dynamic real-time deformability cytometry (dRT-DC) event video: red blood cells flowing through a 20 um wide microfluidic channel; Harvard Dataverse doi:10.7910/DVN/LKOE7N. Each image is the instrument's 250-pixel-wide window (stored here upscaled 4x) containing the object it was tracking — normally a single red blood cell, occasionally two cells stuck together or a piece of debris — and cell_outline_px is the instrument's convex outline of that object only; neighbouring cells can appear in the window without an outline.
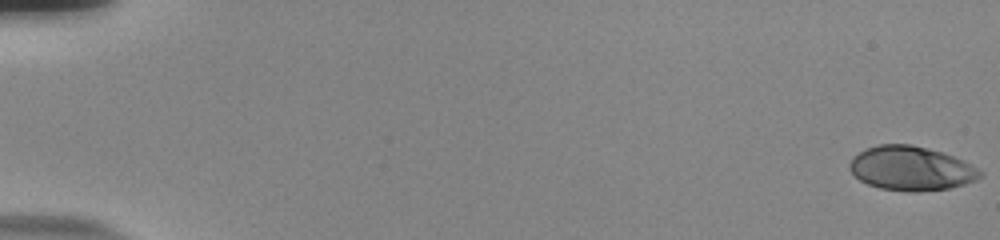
{"species": "human", "species_latin": "Homo sapiens", "temperature_condition": "room temperature", "stored_images_in_passage": 57, "camera_frame_rate_fps": 3000, "um_per_image_px": 0.085, "donor": {"sex": "male"}, "frame": {"image": 1, "passage_image": 1, "time_ms": 0.0, "image_size_px": [1000, 240], "cell_outline_px": [[984, 176], [976, 180], [964, 184], [948, 188], [920, 192], [908, 192], [880, 188], [868, 184], [860, 180], [848, 168], [848, 164], [852, 156], [868, 148], [880, 144], [912, 144], [944, 152], [964, 160], [972, 164], [984, 172]], "centroid_in_image_um": [77.48, 14.31], "position_along_channel_um": 7.5, "area_um2": 33.99}}
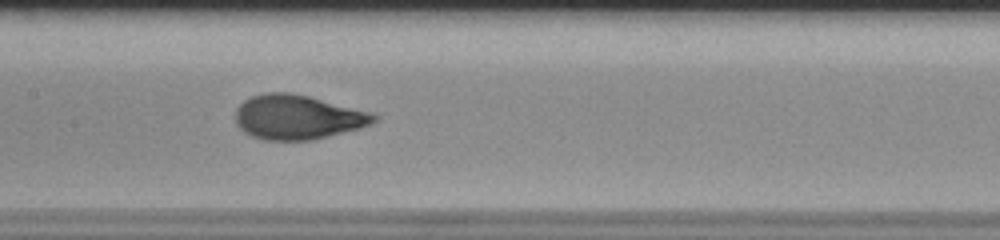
{"frame": {"image": 2, "passage_image": 30, "time_ms": 9.667, "image_size_px": [1000, 240], "cell_outline_px": [[380, 116], [372, 124], [360, 128], [312, 140], [264, 140], [252, 136], [244, 132], [236, 124], [236, 108], [244, 100], [252, 96], [264, 92], [288, 92], [308, 96], [376, 112]], "centroid_in_image_um": [25.34, 9.95], "position_along_channel_um": 182.1, "area_um2": 36.24}}
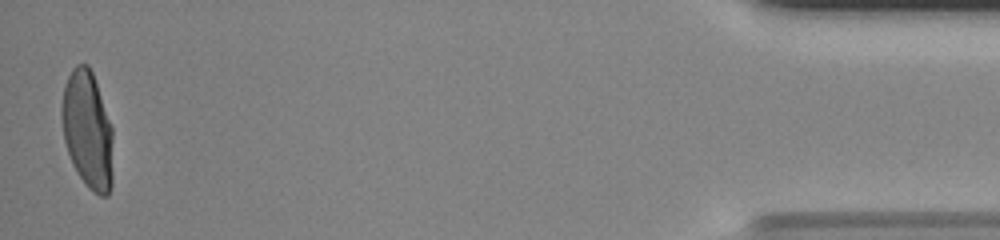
{"frame": {"image": 3, "passage_image": 56, "time_ms": 18.333, "image_size_px": [1000, 240], "cell_outline_px": [[112, 184], [108, 196], [100, 196], [92, 192], [88, 188], [72, 164], [64, 140], [60, 116], [60, 108], [64, 84], [72, 68], [76, 64], [88, 64], [92, 72], [112, 128]], "centroid_in_image_um": [7.42, 11.05], "position_along_channel_um": 427.8, "area_um2": 35.32}, "authors_computed_cell_mechanics": {"area_um2": 34.7956, "velocity_mm_per_s": 3.7484, "shape_relaxation_time_tau1_ms": 7.1574, "shape_relaxation_time_tau2_ms": null, "deformation_change_tau1": 0.2929, "deformation_change_tau2": null}}